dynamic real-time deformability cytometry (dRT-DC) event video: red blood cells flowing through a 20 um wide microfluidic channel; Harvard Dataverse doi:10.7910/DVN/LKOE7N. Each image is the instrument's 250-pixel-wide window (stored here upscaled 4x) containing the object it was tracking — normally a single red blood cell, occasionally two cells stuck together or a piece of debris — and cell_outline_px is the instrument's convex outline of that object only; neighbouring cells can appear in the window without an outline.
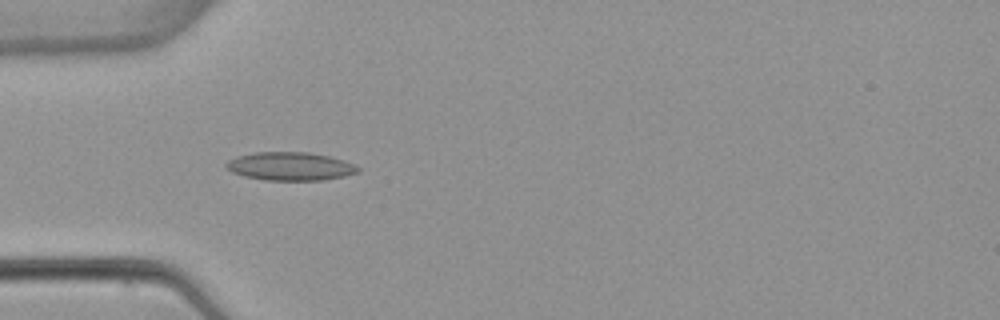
{"species": "common noctule bat (a hibernating species)", "species_latin": "Nyctalus noctula", "temperature_condition": "warm", "stored_images_in_passage": 6, "camera_frame_rate_fps": 3000, "um_per_image_px": 0.085, "animal": {"sex": "female", "body_mass_g": 22.7, "forearm_length_mm": 54.2}, "frame": {"image": 1, "passage_image": 5, "time_ms": 4.667, "image_size_px": [1000, 320], "cell_outline_px": [[360, 172], [344, 176], [324, 180], [264, 180], [244, 176], [232, 172], [224, 164], [228, 160], [236, 156], [256, 152], [308, 152], [328, 156], [344, 160], [356, 164], [360, 168]], "centroid_in_image_um": [24.69, 14.13], "position_along_channel_um": 60.3, "area_um2": 21.85}}
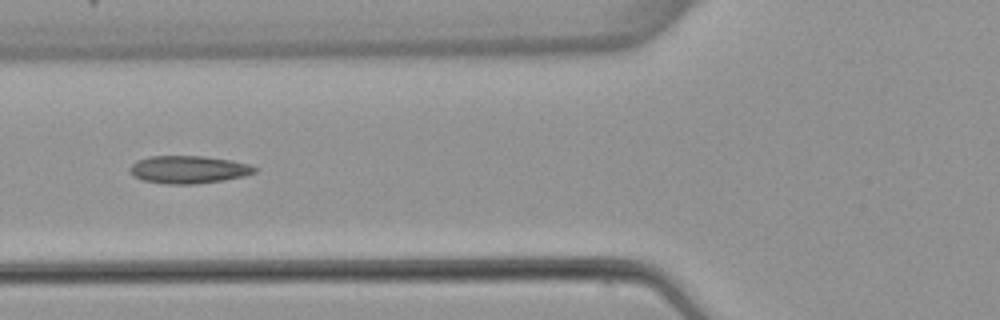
{"frame": {"image": 2, "passage_image": 6, "time_ms": 6.0, "image_size_px": [1000, 320], "cell_outline_px": [[260, 168], [256, 172], [244, 176], [224, 180], [196, 184], [164, 184], [144, 180], [132, 176], [128, 172], [128, 168], [136, 160], [148, 156], [204, 156], [232, 160], [248, 164]], "centroid_in_image_um": [16.01, 14.41], "position_along_channel_um": 109.8, "area_um2": 20.46}}